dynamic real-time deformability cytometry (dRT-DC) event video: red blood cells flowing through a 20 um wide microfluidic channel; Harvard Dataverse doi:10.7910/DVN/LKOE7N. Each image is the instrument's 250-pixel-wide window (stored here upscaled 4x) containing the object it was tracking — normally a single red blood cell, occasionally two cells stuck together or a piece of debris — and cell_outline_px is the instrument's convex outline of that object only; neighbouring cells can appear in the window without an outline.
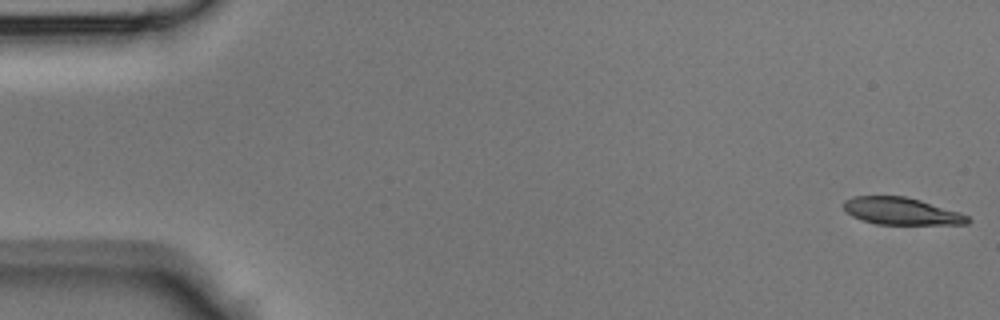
{"species": "Egyptian fruit bat (a non-hibernating species)", "species_latin": "Rousettus aegyptiacus", "temperature_condition": "room temperature", "stored_images_in_passage": 44, "camera_frame_rate_fps": 3000, "um_per_image_px": 0.085, "animal": {"sex": "male"}, "frame": {"image": 1, "passage_image": 1, "time_ms": 0.0, "image_size_px": [1000, 320], "cell_outline_px": [[972, 220], [968, 224], [876, 224], [860, 220], [852, 216], [844, 208], [844, 200], [852, 196], [904, 196], [920, 200], [960, 212], [968, 216]], "centroid_in_image_um": [76.62, 17.95], "position_along_channel_um": 8.4, "area_um2": 19.65}}
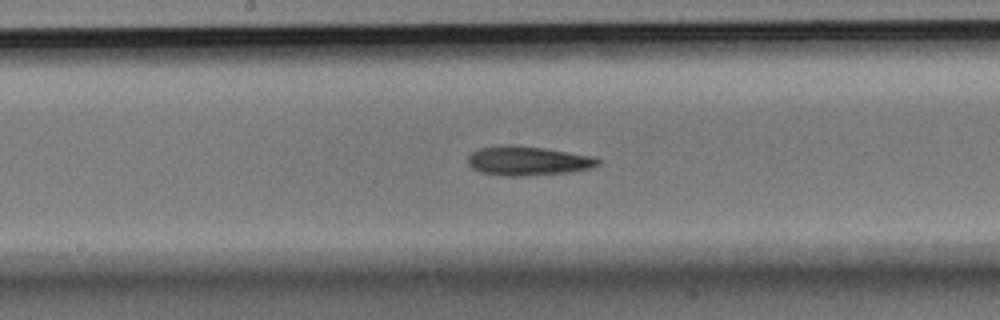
{"frame": {"image": 2, "passage_image": 23, "time_ms": 7.333, "image_size_px": [1000, 320], "cell_outline_px": [[600, 164], [588, 168], [572, 172], [524, 176], [504, 176], [480, 172], [472, 168], [468, 164], [468, 156], [472, 152], [480, 148], [500, 144], [504, 144], [544, 148], [592, 156], [600, 160]], "centroid_in_image_um": [44.83, 13.67], "position_along_channel_um": 203.4, "area_um2": 22.2}}
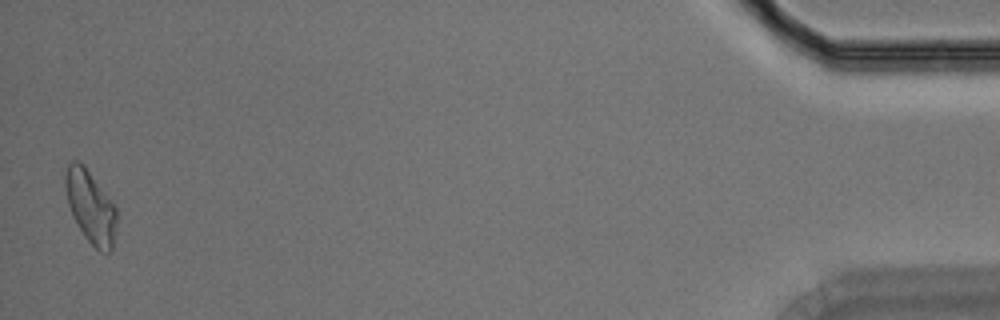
{"frame": {"image": 3, "passage_image": 44, "time_ms": 14.333, "image_size_px": [1000, 320], "cell_outline_px": [[116, 220], [112, 248], [108, 252], [100, 252], [84, 236], [72, 216], [68, 204], [64, 184], [64, 176], [68, 164], [72, 160], [80, 160], [84, 164], [116, 208]], "centroid_in_image_um": [7.66, 17.54], "position_along_channel_um": 427.5, "area_um2": 21.5}}